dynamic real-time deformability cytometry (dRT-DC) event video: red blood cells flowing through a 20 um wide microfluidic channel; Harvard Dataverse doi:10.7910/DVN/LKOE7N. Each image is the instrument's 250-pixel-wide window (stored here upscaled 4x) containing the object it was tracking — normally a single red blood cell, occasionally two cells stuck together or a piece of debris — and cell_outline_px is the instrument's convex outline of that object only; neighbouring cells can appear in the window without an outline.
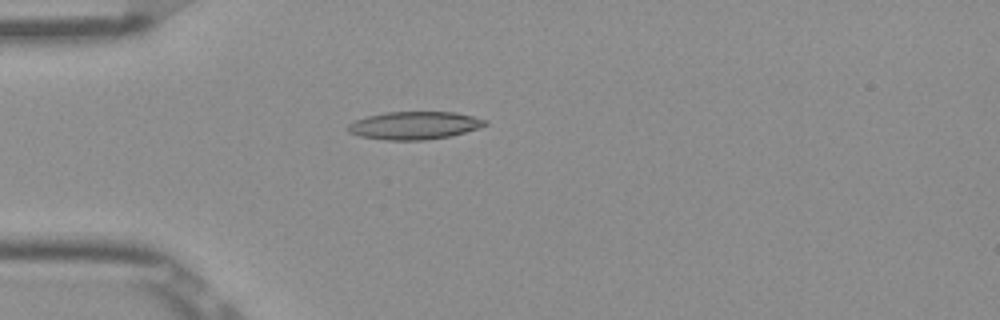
{"species": "Egyptian fruit bat (a non-hibernating species)", "species_latin": "Rousettus aegyptiacus", "temperature_condition": "room temperature", "stored_images_in_passage": 52, "camera_frame_rate_fps": 3000, "um_per_image_px": 0.085, "frame": {"image": 1, "passage_image": 15, "time_ms": 4.667, "image_size_px": [1000, 320], "cell_outline_px": [[488, 124], [464, 132], [448, 136], [424, 140], [388, 140], [360, 136], [348, 132], [348, 124], [352, 120], [384, 112], [456, 112], [488, 120]], "centroid_in_image_um": [35.19, 10.65], "position_along_channel_um": 49.8, "area_um2": 22.14}}
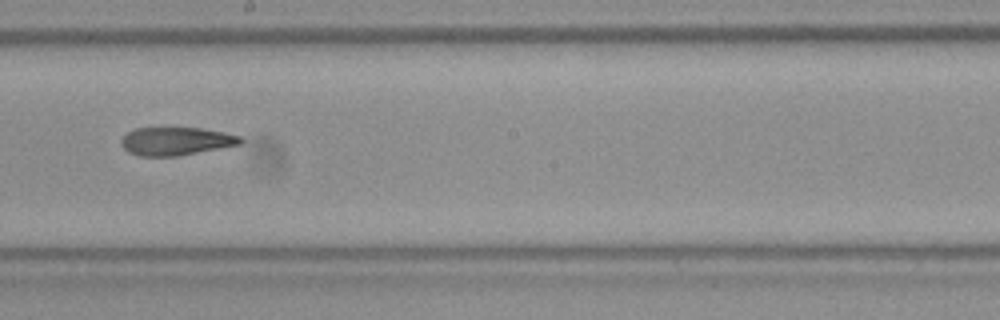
{"frame": {"image": 2, "passage_image": 30, "time_ms": 9.667, "image_size_px": [1000, 320], "cell_outline_px": [[244, 140], [240, 144], [176, 156], [140, 156], [128, 152], [120, 144], [120, 140], [128, 132], [136, 128], [200, 128], [224, 132], [240, 136]], "centroid_in_image_um": [14.94, 12.0], "position_along_channel_um": 233.3, "area_um2": 19.36}}
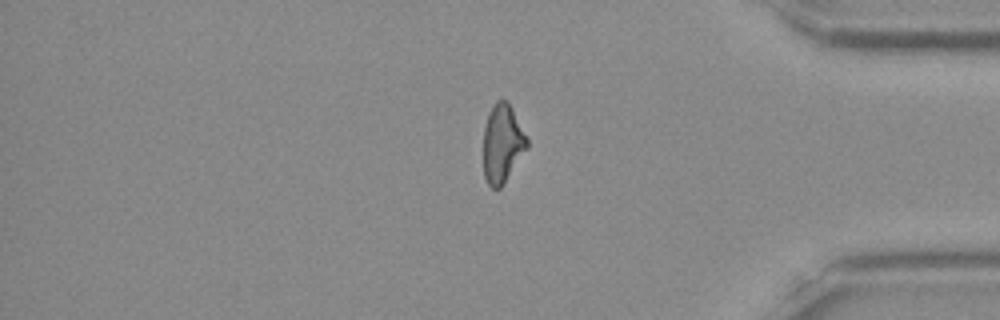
{"frame": {"image": 3, "passage_image": 44, "time_ms": 14.333, "image_size_px": [1000, 320], "cell_outline_px": [[528, 148], [500, 188], [492, 188], [488, 184], [484, 176], [484, 128], [488, 112], [496, 100], [508, 100], [528, 140]], "centroid_in_image_um": [42.7, 12.18], "position_along_channel_um": 392.5, "area_um2": 19.83}, "authors_computed_cell_mechanics": {"area_um2": 20.7502, "velocity_mm_per_s": 3.9212, "shape_relaxation_time_tau1_ms": null, "shape_relaxation_time_tau2_ms": 4.0891, "deformation_change_tau1": null, "deformation_change_tau2": 0.1366}}